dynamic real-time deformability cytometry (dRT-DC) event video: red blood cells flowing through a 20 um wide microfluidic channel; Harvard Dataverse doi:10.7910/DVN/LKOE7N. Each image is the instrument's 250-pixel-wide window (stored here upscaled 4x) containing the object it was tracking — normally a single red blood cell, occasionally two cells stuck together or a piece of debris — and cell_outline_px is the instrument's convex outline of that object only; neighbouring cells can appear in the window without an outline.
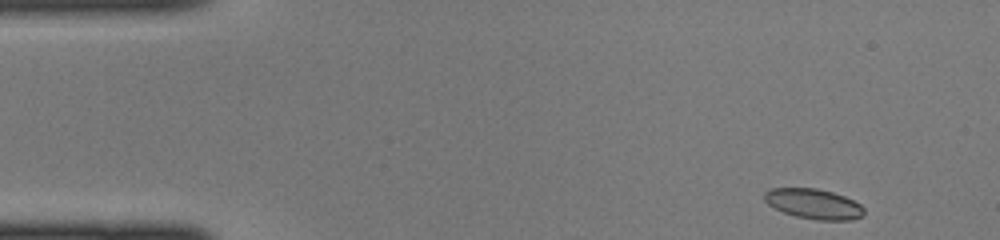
{"species": "common noctule bat (a hibernating species)", "species_latin": "Nyctalus noctula", "temperature_condition": "cold", "stored_images_in_passage": 42, "camera_frame_rate_fps": 3000, "um_per_image_px": 0.085, "animal": {"sex": "female", "body_mass_g": 22.0, "forearm_length_mm": 56.7}, "frame": {"image": 1, "passage_image": 1, "time_ms": 0.0, "image_size_px": [1000, 240], "cell_outline_px": [[864, 216], [852, 220], [816, 220], [796, 216], [784, 212], [768, 204], [764, 200], [764, 192], [768, 188], [816, 188], [832, 192], [844, 196], [860, 204], [864, 208]], "centroid_in_image_um": [69.17, 17.33], "position_along_channel_um": 15.8, "area_um2": 17.51}}
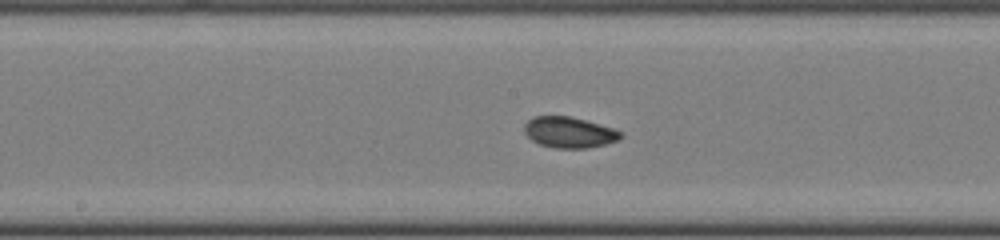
{"frame": {"image": 2, "passage_image": 20, "time_ms": 6.333, "image_size_px": [1000, 240], "cell_outline_px": [[624, 136], [620, 140], [588, 148], [552, 148], [540, 144], [532, 140], [524, 132], [524, 124], [528, 120], [536, 116], [568, 116], [616, 128], [624, 132]], "centroid_in_image_um": [48.43, 11.25], "position_along_channel_um": 199.8, "area_um2": 17.51}}
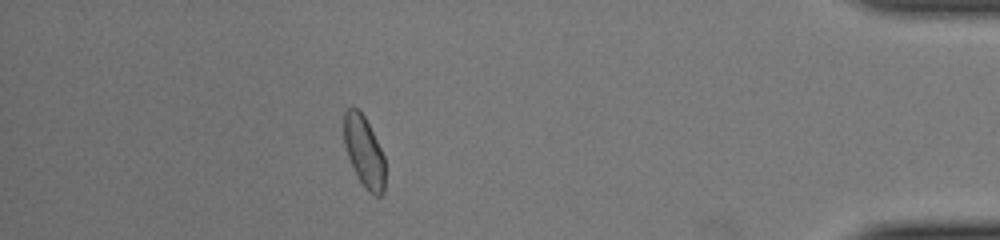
{"frame": {"image": 3, "passage_image": 37, "time_ms": 12.0, "image_size_px": [1000, 240], "cell_outline_px": [[384, 192], [380, 196], [372, 196], [364, 188], [348, 156], [344, 144], [344, 112], [352, 104], [364, 116], [384, 156]], "centroid_in_image_um": [30.94, 12.89], "position_along_channel_um": 404.3, "area_um2": 16.82}}